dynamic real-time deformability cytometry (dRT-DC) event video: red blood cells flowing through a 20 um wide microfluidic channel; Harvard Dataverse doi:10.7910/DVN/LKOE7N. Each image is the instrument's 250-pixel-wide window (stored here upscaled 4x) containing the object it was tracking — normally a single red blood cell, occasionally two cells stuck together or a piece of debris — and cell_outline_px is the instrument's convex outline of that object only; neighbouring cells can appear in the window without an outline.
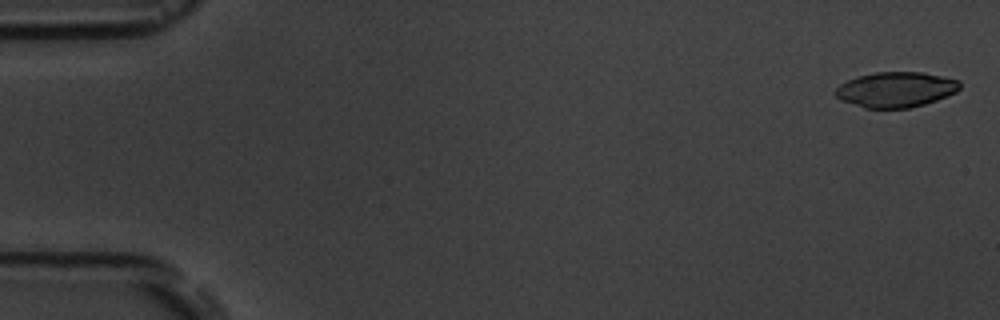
{"species": "common noctule bat (a hibernating species)", "species_latin": "Nyctalus noctula", "temperature_condition": "room temperature", "stored_images_in_passage": 4, "camera_frame_rate_fps": 3000, "um_per_image_px": 0.085, "animal": {"sex": "male", "body_mass_g": 19.5, "forearm_length_mm": 54.6}, "frame": {"image": 1, "passage_image": 1, "time_ms": 0.0, "image_size_px": [1000, 320], "cell_outline_px": [[960, 88], [956, 92], [948, 96], [924, 104], [908, 108], [864, 108], [840, 100], [832, 92], [840, 84], [856, 76], [876, 72], [924, 72], [960, 80]], "centroid_in_image_um": [76.13, 7.61], "position_along_channel_um": 8.9, "area_um2": 25.78}}
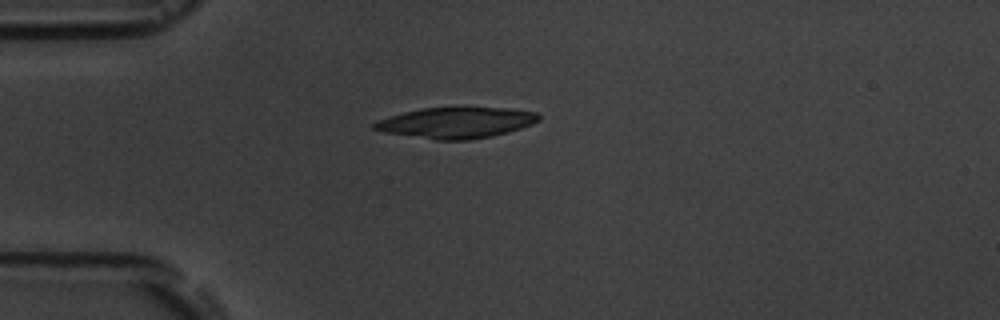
{"frame": {"image": 2, "passage_image": 4, "time_ms": 4.333, "image_size_px": [1000, 320], "cell_outline_px": [[540, 120], [532, 124], [508, 132], [492, 136], [468, 140], [436, 140], [384, 132], [372, 128], [372, 124], [376, 120], [404, 112], [420, 108], [456, 104], [512, 108], [536, 112], [540, 116]], "centroid_in_image_um": [38.8, 10.37], "position_along_channel_um": 46.2, "area_um2": 30.87}}